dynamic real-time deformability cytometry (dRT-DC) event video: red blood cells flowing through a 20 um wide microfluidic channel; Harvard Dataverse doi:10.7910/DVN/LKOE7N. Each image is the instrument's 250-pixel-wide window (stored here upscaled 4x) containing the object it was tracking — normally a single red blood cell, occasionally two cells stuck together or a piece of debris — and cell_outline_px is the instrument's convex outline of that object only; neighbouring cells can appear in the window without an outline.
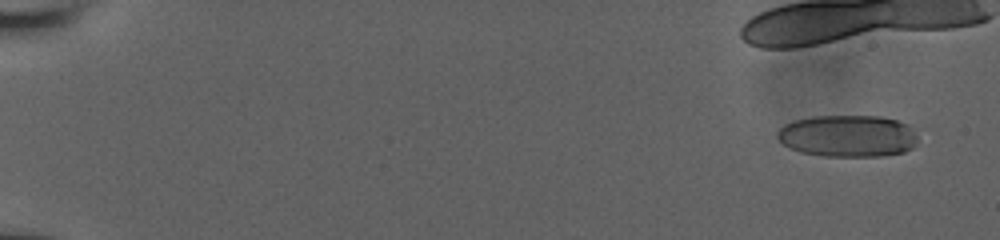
{"species": "human", "species_latin": "Homo sapiens", "temperature_condition": "room temperature", "stored_images_in_passage": 50, "camera_frame_rate_fps": 3000, "um_per_image_px": 0.085, "donor": {"sex": "male"}, "frame": {"image": 1, "passage_image": 4, "time_ms": 1.0, "image_size_px": [1000, 240], "cell_outline_px": [[916, 140], [912, 148], [904, 152], [880, 156], [824, 156], [800, 152], [788, 148], [776, 136], [776, 132], [784, 124], [792, 120], [812, 116], [880, 116], [896, 120], [908, 124], [916, 136]], "centroid_in_image_um": [72.02, 11.55], "position_along_channel_um": 13.0, "area_um2": 34.45}}
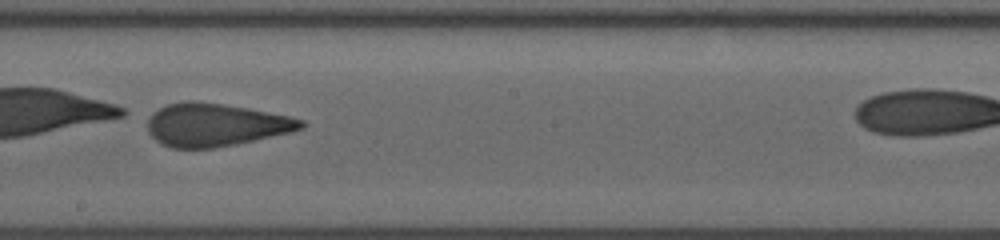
{"frame": {"image": 2, "passage_image": 35, "time_ms": 11.333, "image_size_px": [1000, 240], "cell_outline_px": [[308, 124], [304, 128], [292, 132], [236, 144], [212, 148], [172, 148], [160, 144], [148, 132], [148, 120], [152, 112], [168, 104], [188, 100], [196, 100], [248, 108], [288, 116], [304, 120]], "centroid_in_image_um": [18.33, 10.61], "position_along_channel_um": 229.9, "area_um2": 38.49}}
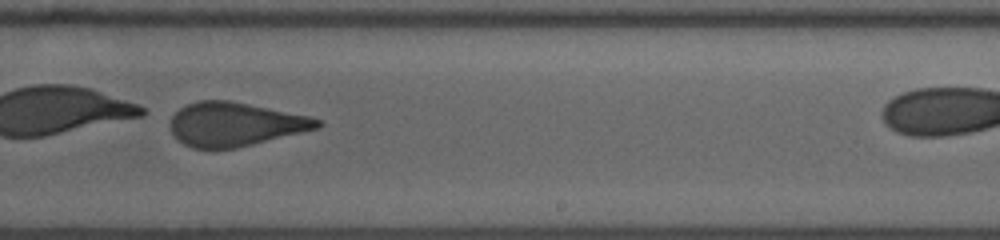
{"frame": {"image": 3, "passage_image": 38, "time_ms": 12.333, "image_size_px": [1000, 240], "cell_outline_px": [[324, 124], [320, 128], [236, 148], [192, 148], [184, 144], [172, 132], [172, 116], [180, 108], [188, 104], [200, 100], [228, 100], [312, 116], [320, 120]], "centroid_in_image_um": [20.04, 10.55], "position_along_channel_um": 269.0, "area_um2": 37.28}}